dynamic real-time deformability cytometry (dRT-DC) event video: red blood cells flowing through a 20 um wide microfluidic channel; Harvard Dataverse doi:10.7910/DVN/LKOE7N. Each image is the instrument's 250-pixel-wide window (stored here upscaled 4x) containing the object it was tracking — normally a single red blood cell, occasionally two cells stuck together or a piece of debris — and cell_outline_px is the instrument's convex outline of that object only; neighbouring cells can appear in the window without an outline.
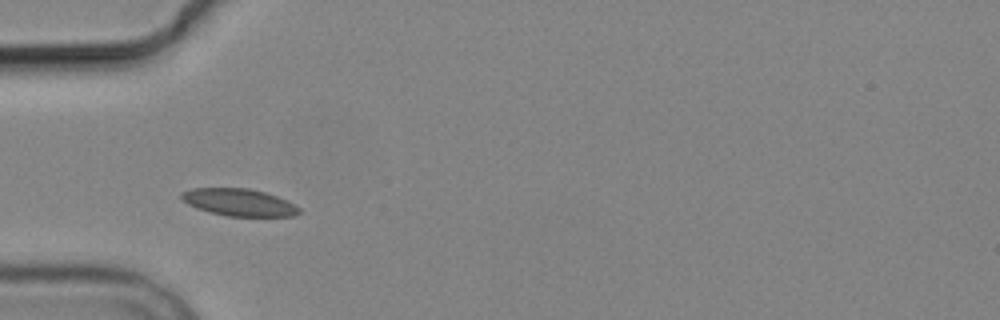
{"species": "common noctule bat (a hibernating species)", "species_latin": "Nyctalus noctula", "temperature_condition": "cold", "stored_images_in_passage": 3, "camera_frame_rate_fps": 3000, "um_per_image_px": 0.085, "animal": {"sex": "male", "body_mass_g": 19.2, "forearm_length_mm": 51.8}, "frame": {"image": 1, "passage_image": 2, "time_ms": 2.333, "image_size_px": [1000, 320], "cell_outline_px": [[300, 212], [296, 216], [228, 216], [208, 212], [196, 208], [188, 204], [180, 196], [180, 192], [192, 188], [248, 188], [264, 192], [276, 196], [300, 208]], "centroid_in_image_um": [20.28, 17.2], "position_along_channel_um": 64.7, "area_um2": 18.55}}
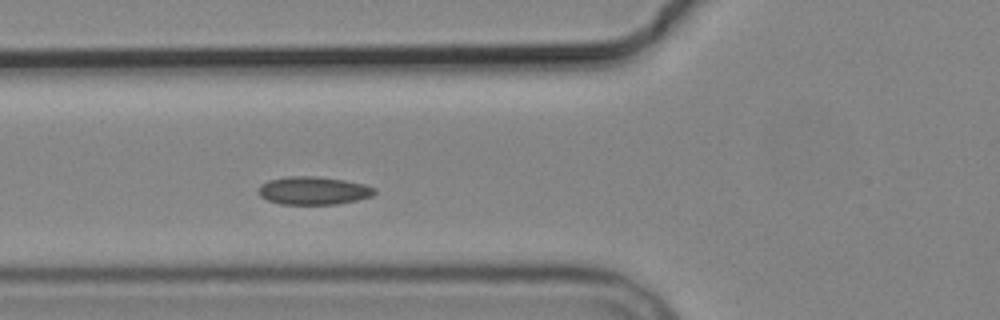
{"frame": {"image": 2, "passage_image": 3, "time_ms": 3.333, "image_size_px": [1000, 320], "cell_outline_px": [[376, 192], [372, 196], [356, 200], [336, 204], [280, 204], [268, 200], [260, 196], [260, 184], [268, 180], [288, 176], [316, 176], [344, 180], [364, 184], [376, 188]], "centroid_in_image_um": [26.65, 16.19], "position_along_channel_um": 99.1, "area_um2": 18.9}}